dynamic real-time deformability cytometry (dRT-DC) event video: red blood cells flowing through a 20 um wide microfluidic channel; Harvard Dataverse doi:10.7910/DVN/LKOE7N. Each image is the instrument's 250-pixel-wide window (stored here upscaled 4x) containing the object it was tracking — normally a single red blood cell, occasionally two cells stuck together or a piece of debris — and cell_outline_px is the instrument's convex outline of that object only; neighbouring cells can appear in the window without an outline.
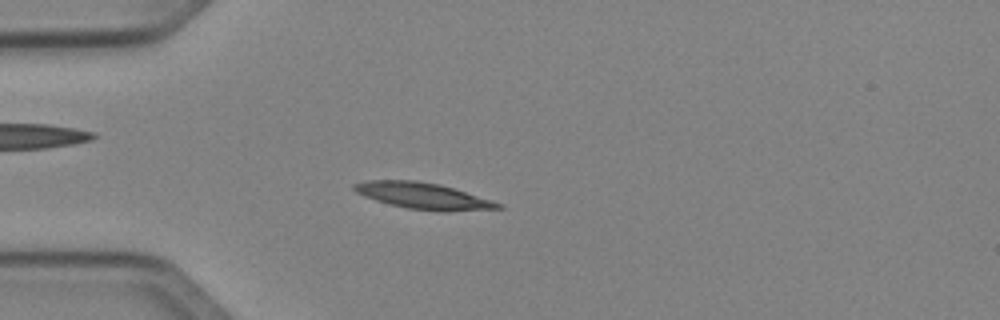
{"species": "Egyptian fruit bat (a non-hibernating species)", "species_latin": "Rousettus aegyptiacus", "temperature_condition": "cold", "stored_images_in_passage": 49, "camera_frame_rate_fps": 3000, "um_per_image_px": 0.085, "animal": {"sex": "female"}, "frame": {"image": 1, "passage_image": 13, "time_ms": 4.0, "image_size_px": [1000, 320], "cell_outline_px": [[504, 208], [440, 212], [408, 208], [376, 200], [364, 196], [356, 192], [352, 188], [352, 184], [368, 180], [416, 180], [440, 184], [504, 204]], "centroid_in_image_um": [35.97, 16.64], "position_along_channel_um": 49.0, "area_um2": 21.96}}
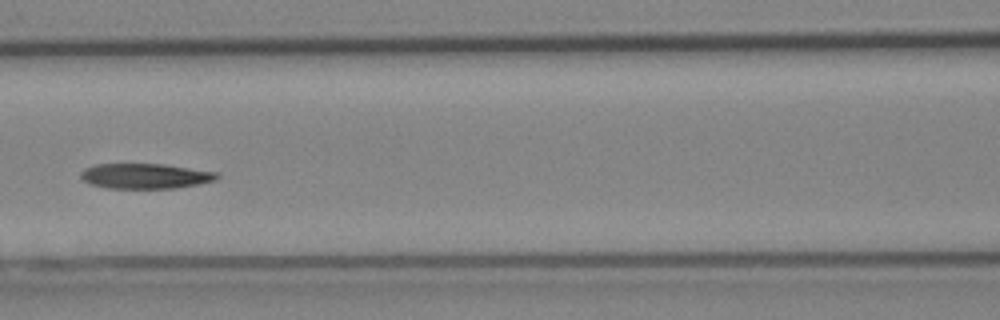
{"frame": {"image": 2, "passage_image": 22, "time_ms": 7.0, "image_size_px": [1000, 320], "cell_outline_px": [[220, 176], [216, 180], [200, 184], [176, 188], [108, 188], [92, 184], [84, 180], [80, 176], [80, 172], [84, 168], [96, 164], [164, 164], [220, 172]], "centroid_in_image_um": [12.4, 14.96], "position_along_channel_um": 154.2, "area_um2": 20.11}}
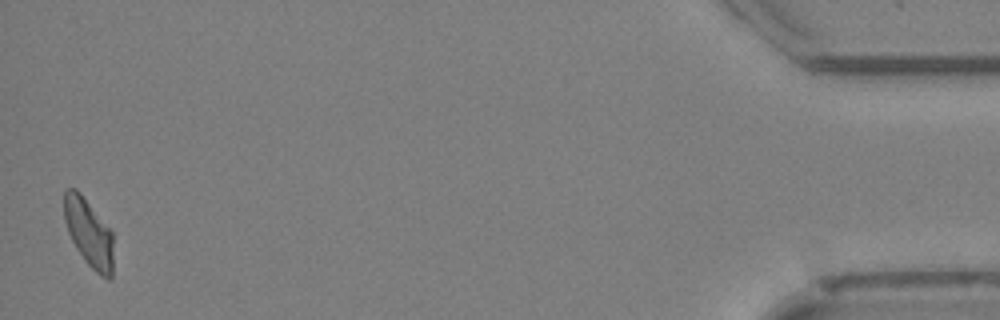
{"frame": {"image": 3, "passage_image": 49, "time_ms": 16.0, "image_size_px": [1000, 320], "cell_outline_px": [[112, 280], [108, 280], [100, 276], [84, 260], [76, 248], [68, 232], [64, 220], [64, 188], [76, 188], [80, 192], [112, 228]], "centroid_in_image_um": [7.55, 19.76], "position_along_channel_um": 427.6, "area_um2": 19.88}, "authors_computed_cell_mechanics": {"area_um2": 20.5768, "velocity_mm_per_s": 4.0186, "shape_relaxation_time_tau1_ms": 5.7453, "shape_relaxation_time_tau2_ms": 4.9764, "deformation_change_tau1": 0.1388, "deformation_change_tau2": 0.1265}}